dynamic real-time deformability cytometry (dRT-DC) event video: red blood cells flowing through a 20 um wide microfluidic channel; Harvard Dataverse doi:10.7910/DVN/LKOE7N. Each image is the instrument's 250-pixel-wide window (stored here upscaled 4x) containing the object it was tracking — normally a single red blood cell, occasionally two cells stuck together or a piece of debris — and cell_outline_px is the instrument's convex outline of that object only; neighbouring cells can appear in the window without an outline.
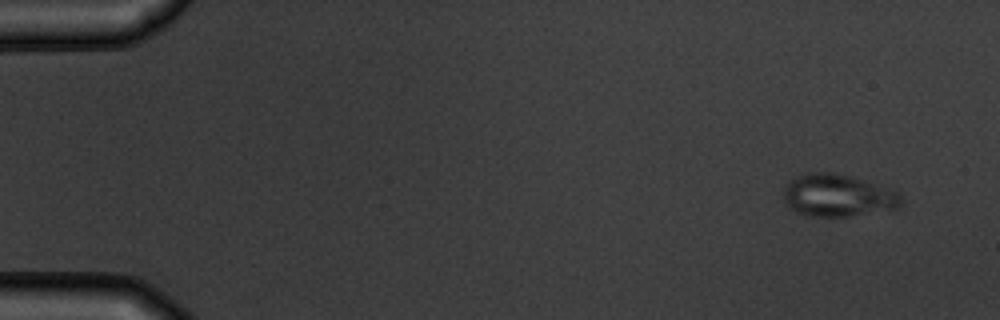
{"species": "common noctule bat (a hibernating species)", "species_latin": "Nyctalus noctula", "temperature_condition": "warm", "stored_images_in_passage": 5, "camera_frame_rate_fps": 3000, "um_per_image_px": 0.085, "animal": {"sex": "male", "body_mass_g": 19.5, "forearm_length_mm": 54.6}, "frame": {"image": 1, "passage_image": 1, "time_ms": 0.0, "image_size_px": [1000, 320], "cell_outline_px": [[904, 200], [896, 208], [848, 216], [808, 216], [796, 212], [788, 208], [784, 200], [784, 188], [796, 176], [808, 172], [836, 172], [852, 176], [900, 192]], "centroid_in_image_um": [71.2, 16.6], "position_along_channel_um": 13.8, "area_um2": 29.07}}